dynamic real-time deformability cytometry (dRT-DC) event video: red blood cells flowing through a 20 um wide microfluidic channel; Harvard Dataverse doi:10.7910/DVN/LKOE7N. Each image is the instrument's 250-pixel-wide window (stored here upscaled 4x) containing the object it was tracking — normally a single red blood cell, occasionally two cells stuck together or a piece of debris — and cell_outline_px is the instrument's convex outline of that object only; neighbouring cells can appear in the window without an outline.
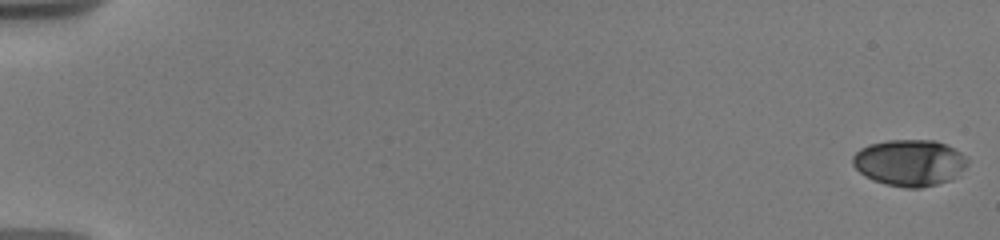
{"species": "human", "species_latin": "Homo sapiens", "temperature_condition": "warm", "stored_images_in_passage": 22, "camera_frame_rate_fps": 3000, "um_per_image_px": 0.085, "donor": {"sex": "male"}, "frame": {"image": 1, "passage_image": 1, "time_ms": 0.0, "image_size_px": [1000, 240], "cell_outline_px": [[968, 164], [952, 180], [920, 188], [904, 188], [884, 184], [872, 180], [864, 176], [852, 164], [852, 156], [860, 148], [868, 144], [888, 140], [936, 140], [960, 152], [968, 160]], "centroid_in_image_um": [77.28, 13.84], "position_along_channel_um": 7.7, "area_um2": 31.21}}
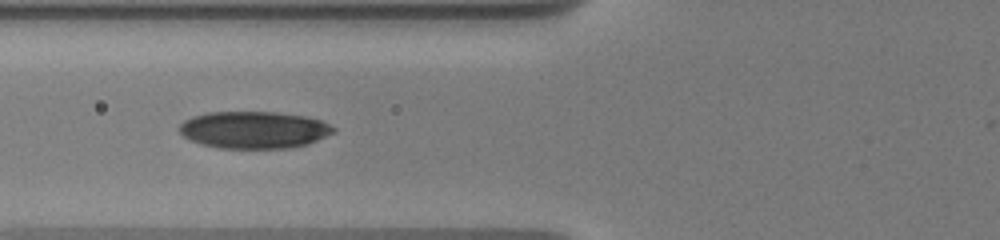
{"frame": {"image": 2, "passage_image": 19, "time_ms": 7.667, "image_size_px": [1000, 240], "cell_outline_px": [[336, 132], [308, 144], [292, 148], [220, 148], [200, 144], [184, 136], [176, 128], [184, 120], [192, 116], [208, 112], [276, 112], [304, 116], [320, 120], [336, 128]], "centroid_in_image_um": [21.58, 11.04], "position_along_channel_um": 104.2, "area_um2": 33.47}}
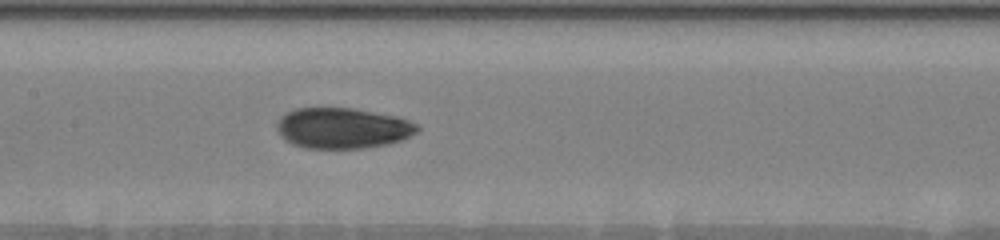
{"frame": {"image": 3, "passage_image": 22, "time_ms": 9.667, "image_size_px": [1000, 240], "cell_outline_px": [[420, 128], [416, 132], [400, 140], [388, 144], [364, 148], [304, 148], [292, 144], [280, 136], [276, 128], [276, 124], [280, 116], [296, 108], [352, 108], [396, 116], [420, 124]], "centroid_in_image_um": [29.1, 10.89], "position_along_channel_um": 178.3, "area_um2": 33.35}}